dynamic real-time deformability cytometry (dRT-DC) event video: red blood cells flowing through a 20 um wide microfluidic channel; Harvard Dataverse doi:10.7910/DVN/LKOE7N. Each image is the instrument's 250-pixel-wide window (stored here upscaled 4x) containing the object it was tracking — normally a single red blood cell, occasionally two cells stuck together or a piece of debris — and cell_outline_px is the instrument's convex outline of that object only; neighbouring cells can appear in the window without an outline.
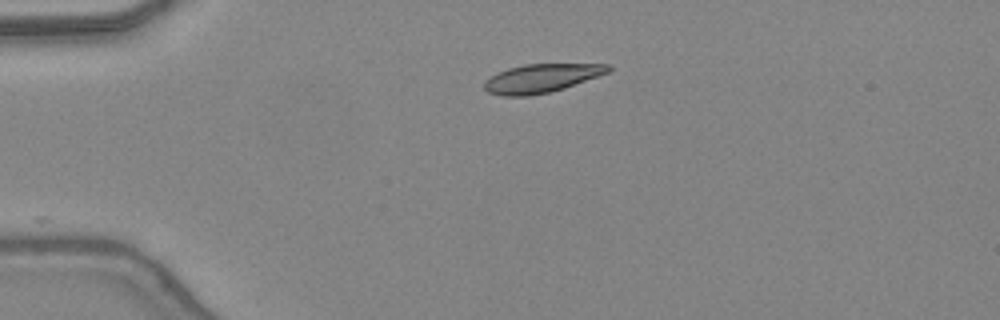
{"species": "common noctule bat (a hibernating species)", "species_latin": "Nyctalus noctula", "temperature_condition": "warm", "stored_images_in_passage": 1, "camera_frame_rate_fps": 3000, "um_per_image_px": 0.085, "animal": {"sex": "female", "body_mass_g": 24.6, "forearm_length_mm": 56.2}, "frame": {"image": 1, "passage_image": 1, "time_ms": 0.0, "image_size_px": [1000, 320], "cell_outline_px": [[612, 68], [608, 72], [564, 88], [548, 92], [528, 96], [500, 96], [488, 92], [484, 88], [484, 80], [508, 68], [524, 64], [612, 64]], "centroid_in_image_um": [46.0, 6.65], "position_along_channel_um": 39.0, "area_um2": 20.46}}